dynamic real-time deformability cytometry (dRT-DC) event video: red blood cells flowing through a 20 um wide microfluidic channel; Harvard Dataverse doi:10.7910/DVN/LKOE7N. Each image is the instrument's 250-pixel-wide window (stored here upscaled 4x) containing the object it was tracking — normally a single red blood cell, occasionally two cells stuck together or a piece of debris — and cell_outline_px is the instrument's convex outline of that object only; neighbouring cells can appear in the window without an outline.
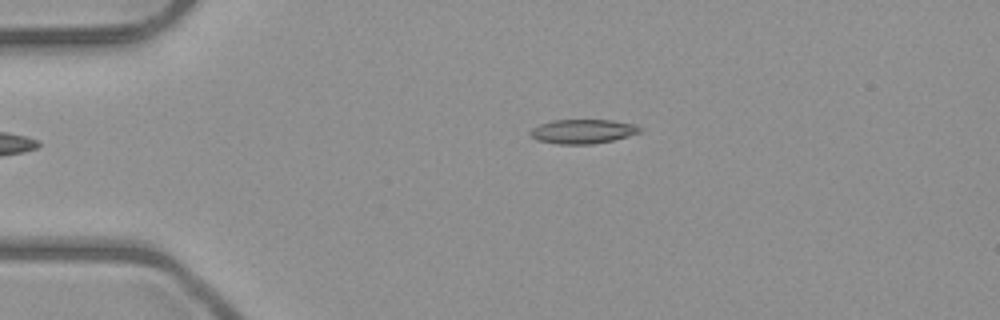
{"species": "common noctule bat (a hibernating species)", "species_latin": "Nyctalus noctula", "temperature_condition": "room temperature", "stored_images_in_passage": 4, "camera_frame_rate_fps": 3000, "um_per_image_px": 0.085, "animal": {"sex": "male", "body_mass_g": 23.1, "forearm_length_mm": 52.7}, "frame": {"image": 1, "passage_image": 4, "time_ms": 3.333, "image_size_px": [1000, 320], "cell_outline_px": [[644, 128], [640, 132], [628, 136], [612, 140], [592, 144], [560, 144], [536, 140], [528, 132], [532, 128], [540, 124], [556, 120], [612, 120], [636, 124]], "centroid_in_image_um": [49.56, 11.16], "position_along_channel_um": 35.4, "area_um2": 15.49}}